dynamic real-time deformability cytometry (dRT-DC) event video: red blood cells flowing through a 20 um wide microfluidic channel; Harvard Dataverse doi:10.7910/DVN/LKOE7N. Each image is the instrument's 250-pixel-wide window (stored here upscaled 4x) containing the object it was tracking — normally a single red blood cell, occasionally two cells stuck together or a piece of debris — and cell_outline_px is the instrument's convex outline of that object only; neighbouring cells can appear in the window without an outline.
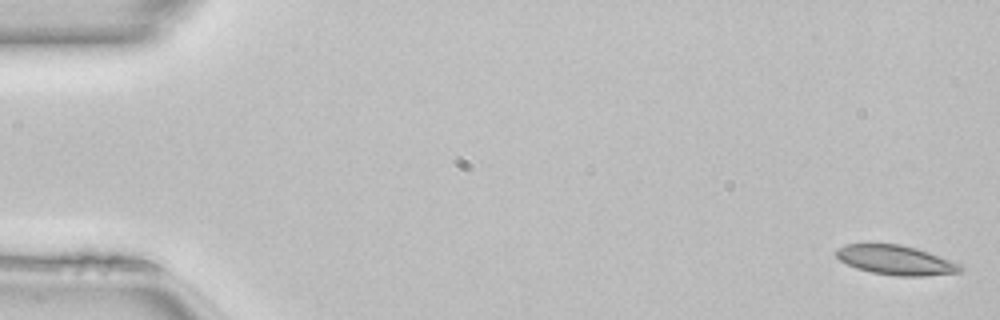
{"species": "common noctule bat (a hibernating species)", "species_latin": "Nyctalus noctula", "temperature_condition": "room temperature", "stored_images_in_passage": 49, "camera_frame_rate_fps": 3000, "um_per_image_px": 0.085, "animal": {"sex": "female", "body_mass_g": 22.7, "forearm_length_mm": 54.2}, "frame": {"image": 1, "passage_image": 1, "time_ms": 0.0, "image_size_px": [1000, 320], "cell_outline_px": [[964, 268], [960, 272], [924, 276], [896, 276], [872, 272], [856, 268], [840, 260], [836, 256], [836, 248], [844, 244], [900, 244], [916, 248], [964, 264]], "centroid_in_image_um": [76.18, 22.11], "position_along_channel_um": 8.8, "area_um2": 21.44}}
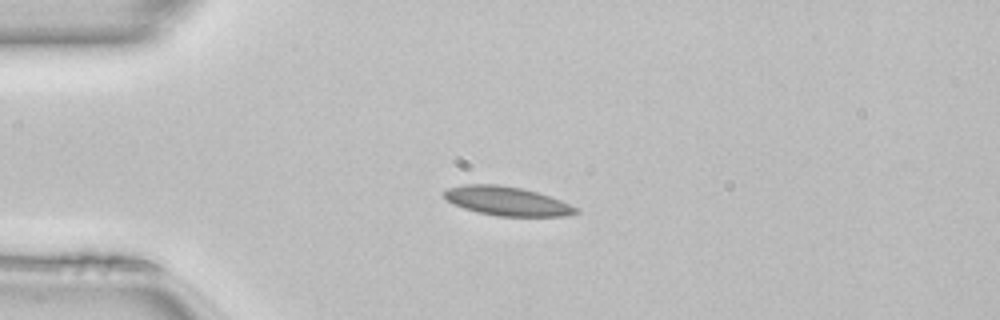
{"frame": {"image": 2, "passage_image": 12, "time_ms": 3.667, "image_size_px": [1000, 320], "cell_outline_px": [[580, 212], [564, 216], [496, 216], [476, 212], [464, 208], [448, 200], [440, 192], [448, 188], [464, 184], [496, 184], [520, 188], [536, 192], [560, 200], [576, 208]], "centroid_in_image_um": [43.04, 17.09], "position_along_channel_um": 42.0, "area_um2": 22.02}}
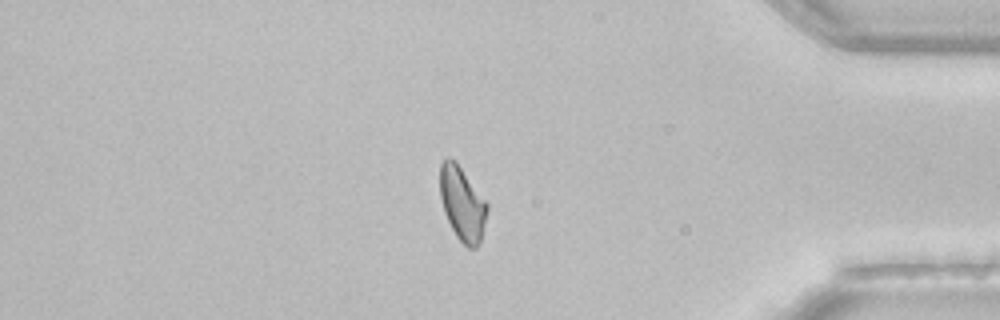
{"frame": {"image": 3, "passage_image": 42, "time_ms": 13.667, "image_size_px": [1000, 320], "cell_outline_px": [[488, 212], [480, 244], [476, 248], [468, 248], [456, 236], [444, 212], [440, 196], [440, 164], [448, 156], [456, 160], [488, 204]], "centroid_in_image_um": [39.3, 17.3], "position_along_channel_um": 395.9, "area_um2": 20.46}, "authors_computed_cell_mechanics": {"area_um2": 21.2126, "velocity_mm_per_s": 4.1241, "shape_relaxation_time_tau1_ms": 8.8527, "shape_relaxation_time_tau2_ms": 3.0898, "deformation_change_tau1": 0.1688, "deformation_change_tau2": 0.0837}}